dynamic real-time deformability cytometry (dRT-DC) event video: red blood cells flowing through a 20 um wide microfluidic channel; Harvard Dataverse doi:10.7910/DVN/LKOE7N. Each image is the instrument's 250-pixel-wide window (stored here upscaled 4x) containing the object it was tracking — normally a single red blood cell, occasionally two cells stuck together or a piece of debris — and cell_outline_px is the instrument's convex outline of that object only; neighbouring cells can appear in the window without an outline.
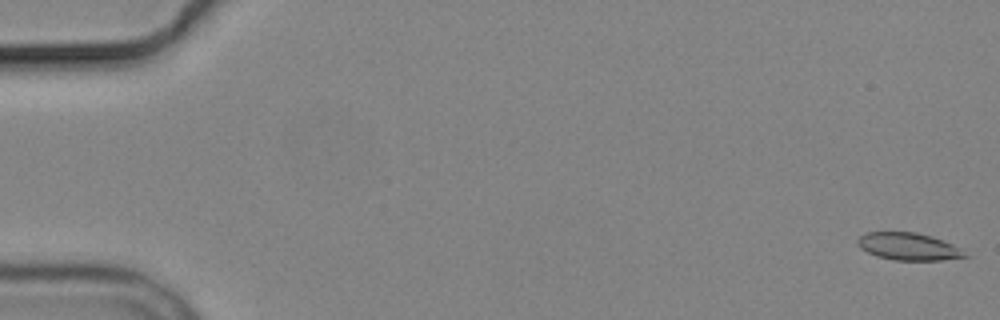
{"species": "common noctule bat (a hibernating species)", "species_latin": "Nyctalus noctula", "temperature_condition": "cold", "stored_images_in_passage": 4, "camera_frame_rate_fps": 3000, "um_per_image_px": 0.085, "animal": {"sex": "male", "body_mass_g": 19.2, "forearm_length_mm": 51.8}, "frame": {"image": 1, "passage_image": 1, "time_ms": 0.0, "image_size_px": [1000, 320], "cell_outline_px": [[968, 256], [940, 260], [896, 260], [876, 256], [860, 248], [856, 244], [856, 240], [860, 236], [868, 232], [916, 232], [932, 236], [952, 244], [960, 248]], "centroid_in_image_um": [77.18, 20.95], "position_along_channel_um": 7.8, "area_um2": 16.99}}